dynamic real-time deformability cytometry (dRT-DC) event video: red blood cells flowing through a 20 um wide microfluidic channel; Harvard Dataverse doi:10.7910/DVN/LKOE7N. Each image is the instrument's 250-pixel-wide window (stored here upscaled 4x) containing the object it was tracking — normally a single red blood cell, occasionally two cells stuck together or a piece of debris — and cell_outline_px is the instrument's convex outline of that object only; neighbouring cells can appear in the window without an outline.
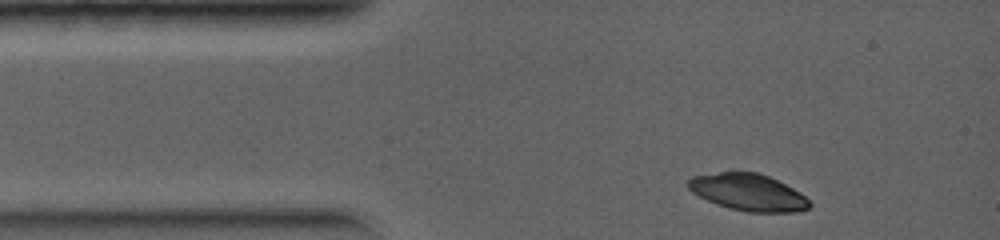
{"species": "common noctule bat (a hibernating species)", "species_latin": "Nyctalus noctula", "temperature_condition": "warm", "stored_images_in_passage": 22, "camera_frame_rate_fps": 5000, "um_per_image_px": 0.085, "animal": {"sex": "female", "body_mass_g": 19.0, "forearm_length_mm": 56.7}, "frame": {"image": 1, "passage_image": 1, "time_ms": 0.0, "image_size_px": [1000, 240], "cell_outline_px": [[812, 204], [808, 208], [800, 212], [748, 212], [728, 208], [716, 204], [692, 192], [688, 188], [688, 180], [692, 176], [720, 172], [756, 172], [768, 176], [800, 192]], "centroid_in_image_um": [63.59, 16.35], "position_along_channel_um": 21.4, "area_um2": 25.89}}
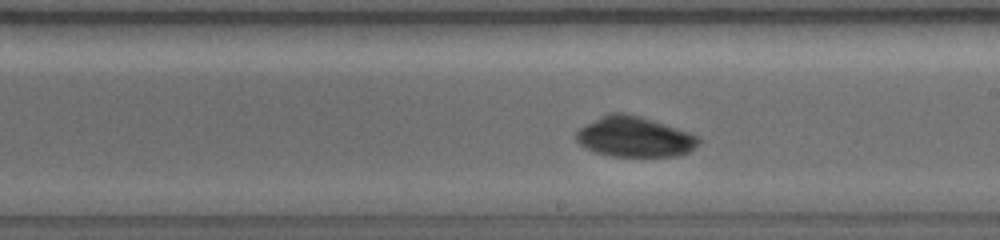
{"frame": {"image": 2, "passage_image": 13, "time_ms": 4.0, "image_size_px": [1000, 240], "cell_outline_px": [[700, 144], [688, 152], [680, 156], [612, 156], [596, 152], [580, 144], [576, 140], [576, 132], [580, 128], [608, 112], [624, 112], [640, 116], [700, 136]], "centroid_in_image_um": [53.96, 11.63], "position_along_channel_um": 235.0, "area_um2": 28.61}}
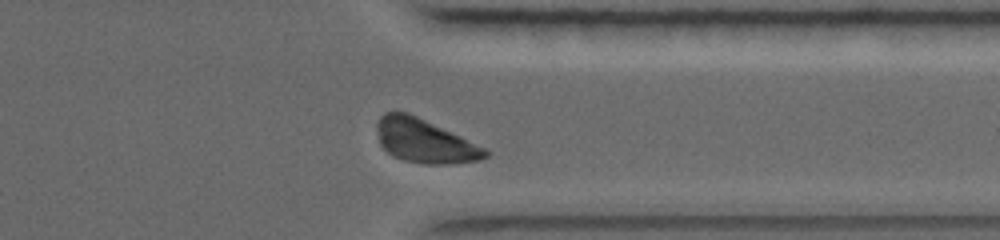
{"frame": {"image": 3, "passage_image": 20, "time_ms": 6.2, "image_size_px": [1000, 240], "cell_outline_px": [[492, 152], [488, 156], [480, 160], [452, 164], [424, 164], [404, 160], [392, 156], [380, 144], [376, 128], [376, 124], [380, 116], [384, 112], [408, 112], [488, 148]], "centroid_in_image_um": [36.14, 11.99], "position_along_channel_um": 375.3, "area_um2": 27.92}}